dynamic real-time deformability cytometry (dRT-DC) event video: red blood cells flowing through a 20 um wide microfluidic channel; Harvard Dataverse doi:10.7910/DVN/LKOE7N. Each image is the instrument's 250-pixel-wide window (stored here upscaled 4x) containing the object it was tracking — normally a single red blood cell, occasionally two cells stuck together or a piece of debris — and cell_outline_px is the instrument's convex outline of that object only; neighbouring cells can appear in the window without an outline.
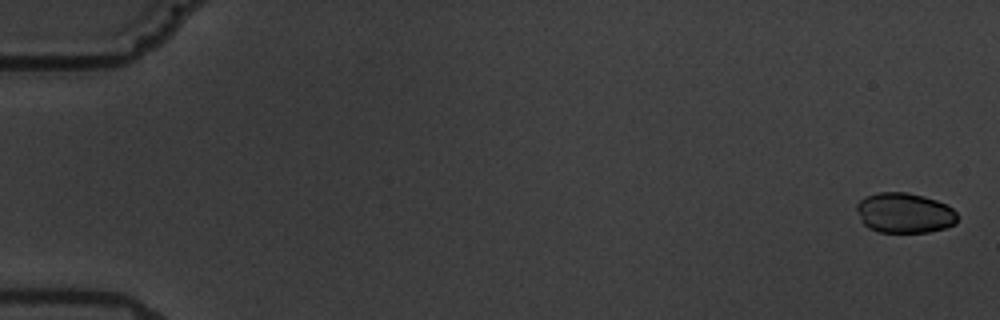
{"species": "common noctule bat (a hibernating species)", "species_latin": "Nyctalus noctula", "temperature_condition": "warm", "stored_images_in_passage": 6, "camera_frame_rate_fps": 3000, "um_per_image_px": 0.085, "animal": {"sex": "male", "body_mass_g": 19.5, "forearm_length_mm": 54.6}, "frame": {"image": 1, "passage_image": 1, "time_ms": 0.0, "image_size_px": [1000, 320], "cell_outline_px": [[956, 224], [944, 228], [928, 232], [880, 232], [868, 228], [860, 220], [856, 208], [856, 204], [864, 196], [876, 192], [908, 192], [924, 196], [948, 204], [956, 212]], "centroid_in_image_um": [76.86, 18.09], "position_along_channel_um": 8.1, "area_um2": 23.81}}
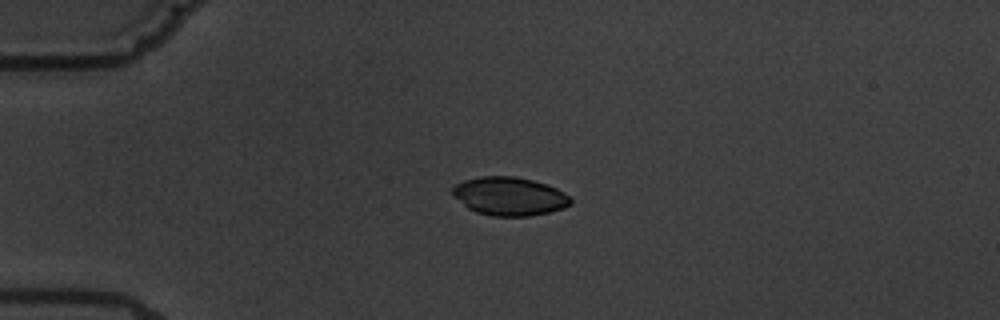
{"frame": {"image": 2, "passage_image": 5, "time_ms": 4.667, "image_size_px": [1000, 320], "cell_outline_px": [[572, 204], [564, 208], [548, 212], [528, 216], [492, 216], [476, 212], [468, 208], [452, 196], [452, 188], [456, 184], [464, 180], [480, 176], [516, 176], [548, 184], [564, 192], [572, 200]], "centroid_in_image_um": [43.29, 16.68], "position_along_channel_um": 41.7, "area_um2": 26.59}}